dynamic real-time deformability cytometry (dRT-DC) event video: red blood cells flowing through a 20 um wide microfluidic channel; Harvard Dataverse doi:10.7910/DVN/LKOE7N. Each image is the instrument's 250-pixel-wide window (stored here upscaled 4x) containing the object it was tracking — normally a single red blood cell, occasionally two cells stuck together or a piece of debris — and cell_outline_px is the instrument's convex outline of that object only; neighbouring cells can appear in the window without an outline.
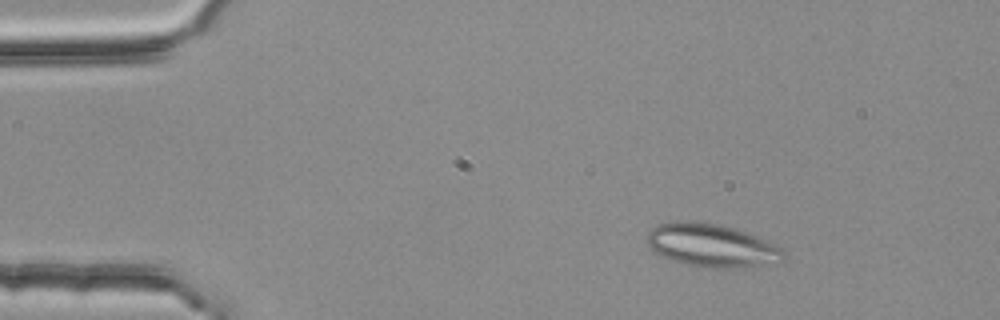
{"species": "common noctule bat (a hibernating species)", "species_latin": "Nyctalus noctula", "temperature_condition": "room temperature", "stored_images_in_passage": 52, "segment_of_instrument_passage": [1, 2], "camera_frame_rate_fps": 3000, "um_per_image_px": 0.085, "animal": {"sex": "female", "body_mass_g": 25.1}, "frame": {"image": 1, "passage_image": 8, "time_ms": 2.333, "image_size_px": [1000, 320], "cell_outline_px": [[788, 256], [784, 260], [776, 264], [728, 268], [696, 268], [680, 264], [656, 252], [644, 240], [644, 236], [652, 228], [660, 224], [684, 220], [724, 224], [736, 228], [772, 244], [780, 248]], "centroid_in_image_um": [60.47, 20.88], "position_along_channel_um": 24.5, "area_um2": 34.74}}